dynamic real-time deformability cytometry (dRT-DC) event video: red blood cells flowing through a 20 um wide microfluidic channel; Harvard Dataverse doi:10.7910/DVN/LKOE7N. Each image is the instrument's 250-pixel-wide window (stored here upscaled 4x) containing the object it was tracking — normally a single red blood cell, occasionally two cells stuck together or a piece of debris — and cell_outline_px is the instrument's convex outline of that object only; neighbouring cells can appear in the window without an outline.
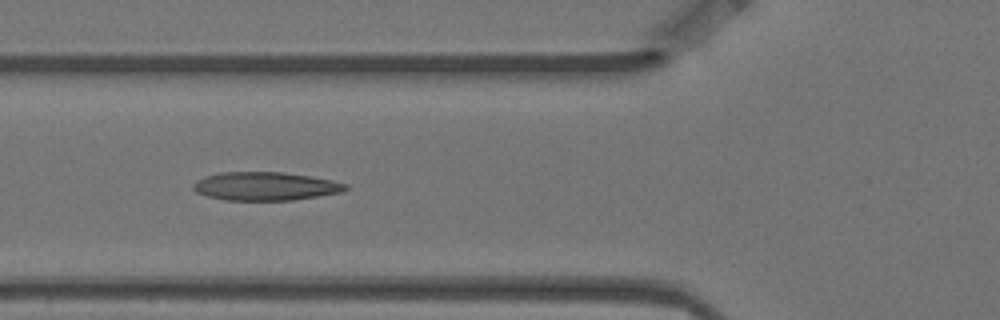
{"species": "Egyptian fruit bat (a non-hibernating species)", "species_latin": "Rousettus aegyptiacus", "temperature_condition": "warm", "stored_images_in_passage": 8, "camera_frame_rate_fps": 3000, "um_per_image_px": 0.085, "animal": {"sex": "female"}, "frame": {"image": 1, "passage_image": 5, "time_ms": 1.333, "image_size_px": [1000, 320], "cell_outline_px": [[348, 188], [344, 192], [292, 200], [228, 200], [208, 196], [196, 192], [192, 188], [192, 184], [196, 180], [204, 176], [220, 172], [284, 172], [312, 176], [332, 180], [348, 184]], "centroid_in_image_um": [22.57, 15.82], "position_along_channel_um": 103.2, "area_um2": 25.37}}
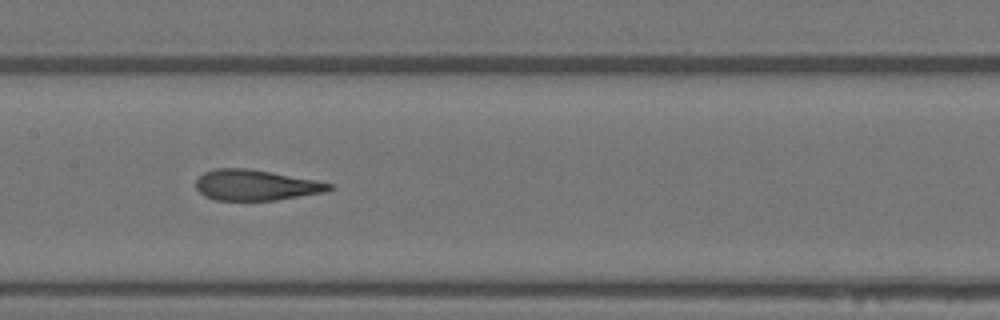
{"frame": {"image": 2, "passage_image": 7, "time_ms": 2.0, "image_size_px": [1000, 320], "cell_outline_px": [[332, 188], [324, 192], [276, 200], [216, 200], [204, 196], [196, 188], [196, 180], [204, 172], [216, 168], [248, 168], [272, 172], [316, 180], [332, 184]], "centroid_in_image_um": [21.71, 15.73], "position_along_channel_um": 185.7, "area_um2": 23.7}}
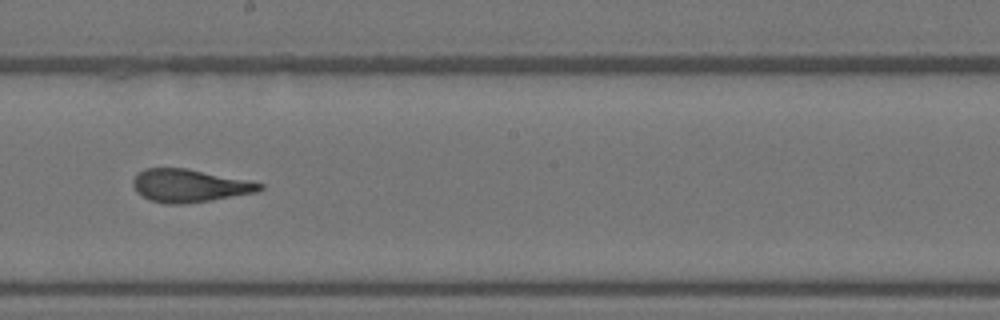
{"frame": {"image": 3, "passage_image": 8, "time_ms": 2.333, "image_size_px": [1000, 320], "cell_outline_px": [[264, 188], [256, 192], [212, 200], [184, 204], [164, 204], [152, 200], [136, 192], [132, 184], [132, 180], [144, 168], [188, 168], [264, 184]], "centroid_in_image_um": [16.08, 15.78], "position_along_channel_um": 232.1, "area_um2": 24.1}}